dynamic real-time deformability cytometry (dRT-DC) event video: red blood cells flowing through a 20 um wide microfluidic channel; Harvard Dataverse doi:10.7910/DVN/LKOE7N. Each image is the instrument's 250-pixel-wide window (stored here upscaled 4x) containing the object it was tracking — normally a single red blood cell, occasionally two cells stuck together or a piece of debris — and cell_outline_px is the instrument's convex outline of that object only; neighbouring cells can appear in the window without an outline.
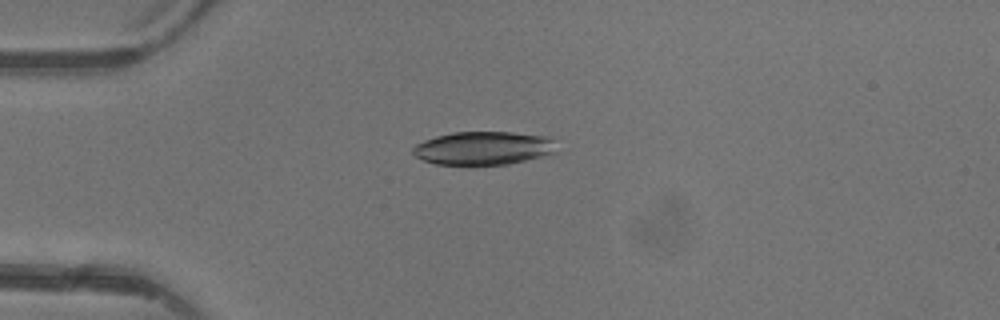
{"species": "common noctule bat (a hibernating species)", "species_latin": "Nyctalus noctula", "temperature_condition": "warm", "stored_images_in_passage": 4, "camera_frame_rate_fps": 3000, "um_per_image_px": 0.085, "animal": {"sex": "female"}, "frame": {"image": 1, "passage_image": 4, "time_ms": 3.667, "image_size_px": [1000, 320], "cell_outline_px": [[556, 152], [508, 164], [472, 168], [436, 164], [424, 160], [416, 156], [412, 152], [412, 148], [416, 144], [424, 140], [436, 136], [452, 132], [512, 132], [548, 136], [552, 140]], "centroid_in_image_um": [41.02, 12.63], "position_along_channel_um": 44.0, "area_um2": 28.61}}